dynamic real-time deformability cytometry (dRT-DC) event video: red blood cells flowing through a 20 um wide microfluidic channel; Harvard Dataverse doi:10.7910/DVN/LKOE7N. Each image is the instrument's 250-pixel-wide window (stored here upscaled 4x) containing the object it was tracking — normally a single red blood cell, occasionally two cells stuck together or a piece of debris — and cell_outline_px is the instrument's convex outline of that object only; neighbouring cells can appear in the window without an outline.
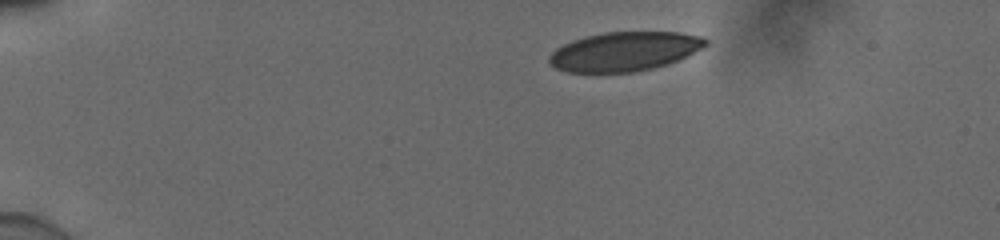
{"species": "human", "species_latin": "Homo sapiens", "temperature_condition": "cold", "stored_images_in_passage": 41, "camera_frame_rate_fps": 3000, "um_per_image_px": 0.085, "donor": {"sex": "male"}, "frame": {"image": 1, "passage_image": 1, "time_ms": 0.0, "image_size_px": [1000, 240], "cell_outline_px": [[708, 44], [704, 48], [668, 64], [652, 68], [632, 72], [568, 72], [556, 68], [548, 60], [548, 56], [556, 48], [572, 40], [584, 36], [604, 32], [680, 32], [704, 36], [708, 40]], "centroid_in_image_um": [53.11, 4.36], "position_along_channel_um": 31.9, "area_um2": 35.84}}
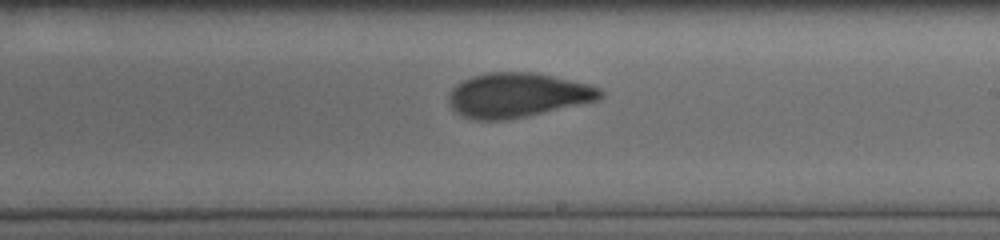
{"frame": {"image": 2, "passage_image": 24, "time_ms": 7.667, "image_size_px": [1000, 240], "cell_outline_px": [[604, 96], [596, 100], [524, 116], [504, 120], [476, 120], [464, 116], [452, 108], [448, 100], [448, 96], [452, 88], [456, 84], [472, 76], [488, 72], [532, 72], [552, 76], [588, 84], [600, 88], [604, 92]], "centroid_in_image_um": [43.96, 8.07], "position_along_channel_um": 245.0, "area_um2": 38.73}}
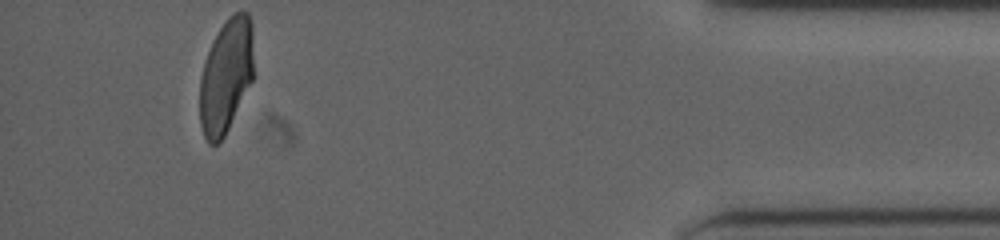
{"frame": {"image": 3, "passage_image": 41, "time_ms": 13.333, "image_size_px": [1000, 240], "cell_outline_px": [[252, 80], [224, 136], [216, 144], [208, 144], [204, 136], [200, 124], [200, 76], [204, 60], [212, 40], [228, 16], [236, 12], [248, 12], [252, 20]], "centroid_in_image_um": [19.19, 6.42], "position_along_channel_um": 416.0, "area_um2": 35.66}, "authors_computed_cell_mechanics": {"area_um2": 38.8416, "velocity_mm_per_s": 3.8999, "shape_relaxation_time_tau1_ms": 8.1598, "shape_relaxation_time_tau2_ms": 1.4242, "deformation_change_tau1": 0.2072, "deformation_change_tau2": 0.0681}}